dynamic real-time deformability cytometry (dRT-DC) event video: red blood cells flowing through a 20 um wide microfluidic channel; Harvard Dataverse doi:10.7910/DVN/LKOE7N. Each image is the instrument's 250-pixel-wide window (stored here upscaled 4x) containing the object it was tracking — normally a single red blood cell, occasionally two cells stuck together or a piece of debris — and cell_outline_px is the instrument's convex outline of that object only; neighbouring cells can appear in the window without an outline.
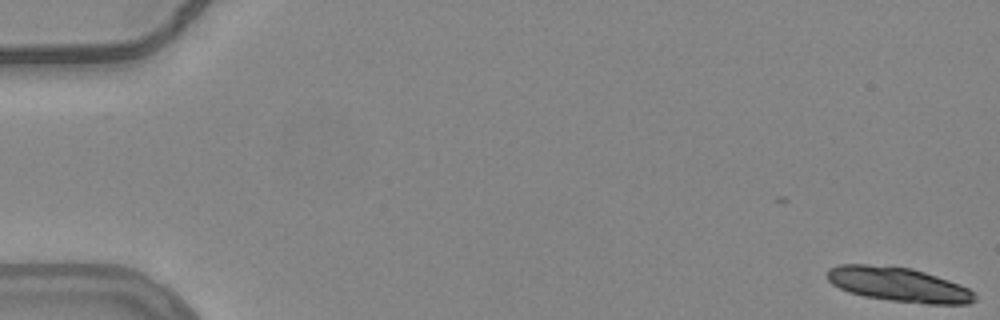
{"species": "common noctule bat (a hibernating species)", "species_latin": "Nyctalus noctula", "temperature_condition": "warm", "stored_images_in_passage": 22, "camera_frame_rate_fps": 3000, "um_per_image_px": 0.085, "animal": {"sex": "female", "body_mass_g": 24.6, "forearm_length_mm": 56.2}, "frame": {"image": 1, "passage_image": 1, "time_ms": 0.0, "image_size_px": [1000, 320], "cell_outline_px": [[976, 300], [968, 304], [924, 304], [892, 300], [864, 296], [848, 292], [832, 284], [824, 276], [828, 268], [840, 264], [868, 264], [912, 268], [960, 284], [968, 288], [976, 296]], "centroid_in_image_um": [76.34, 24.18], "position_along_channel_um": 8.7, "area_um2": 29.65}}